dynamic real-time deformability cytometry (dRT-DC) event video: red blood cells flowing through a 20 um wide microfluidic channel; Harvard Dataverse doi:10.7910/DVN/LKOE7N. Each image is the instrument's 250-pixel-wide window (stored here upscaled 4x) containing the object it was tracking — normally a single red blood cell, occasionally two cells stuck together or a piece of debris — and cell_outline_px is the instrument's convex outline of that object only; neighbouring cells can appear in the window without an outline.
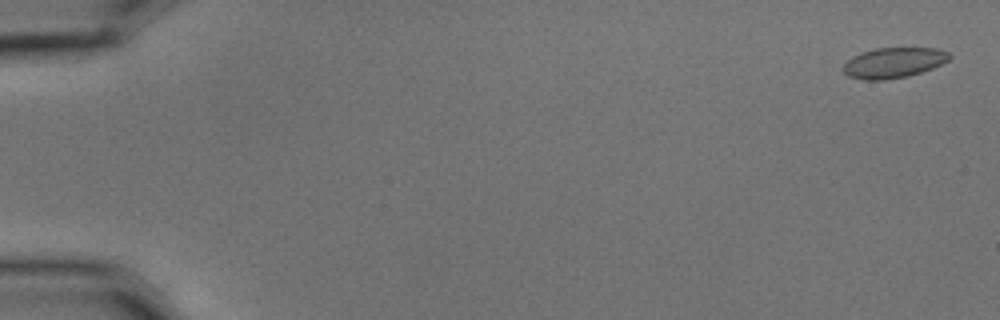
{"species": "common noctule bat (a hibernating species)", "species_latin": "Nyctalus noctula", "temperature_condition": "cold", "stored_images_in_passage": 11, "camera_frame_rate_fps": 3000, "um_per_image_px": 0.085, "animal": {"sex": "male", "body_mass_g": 15.6}, "frame": {"image": 1, "passage_image": 1, "time_ms": 0.0, "image_size_px": [1000, 320], "cell_outline_px": [[952, 56], [948, 60], [932, 68], [908, 76], [884, 80], [864, 80], [848, 76], [840, 68], [852, 56], [860, 52], [876, 48], [936, 48], [948, 52]], "centroid_in_image_um": [75.91, 5.33], "position_along_channel_um": 9.1, "area_um2": 18.84}}
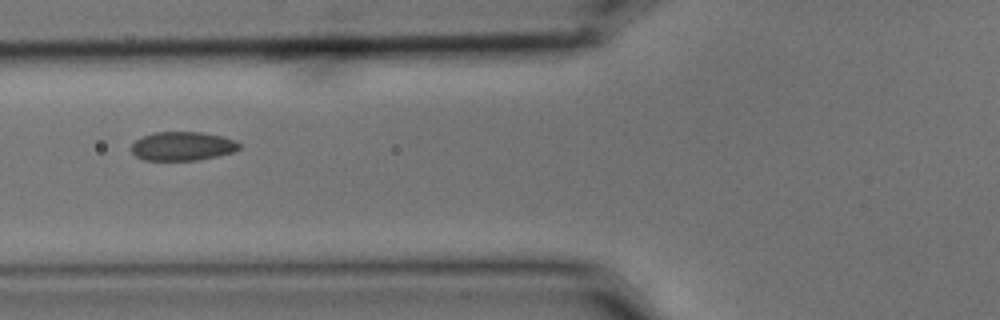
{"frame": {"image": 2, "passage_image": 6, "time_ms": 1.667, "image_size_px": [1000, 320], "cell_outline_px": [[240, 148], [232, 152], [200, 160], [144, 160], [136, 156], [132, 152], [132, 144], [136, 140], [144, 136], [156, 132], [200, 132], [220, 136], [236, 140], [240, 144]], "centroid_in_image_um": [15.52, 12.43], "position_along_channel_um": 110.3, "area_um2": 17.98}}
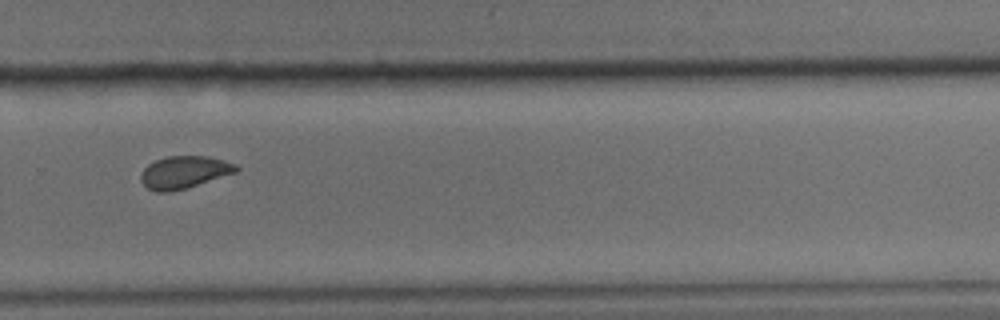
{"frame": {"image": 3, "passage_image": 11, "time_ms": 3.333, "image_size_px": [1000, 320], "cell_outline_px": [[240, 168], [236, 172], [184, 188], [168, 192], [156, 192], [148, 188], [140, 180], [140, 176], [144, 168], [148, 164], [164, 156], [208, 156], [236, 164]], "centroid_in_image_um": [15.62, 14.62], "position_along_channel_um": 314.2, "area_um2": 17.74}}